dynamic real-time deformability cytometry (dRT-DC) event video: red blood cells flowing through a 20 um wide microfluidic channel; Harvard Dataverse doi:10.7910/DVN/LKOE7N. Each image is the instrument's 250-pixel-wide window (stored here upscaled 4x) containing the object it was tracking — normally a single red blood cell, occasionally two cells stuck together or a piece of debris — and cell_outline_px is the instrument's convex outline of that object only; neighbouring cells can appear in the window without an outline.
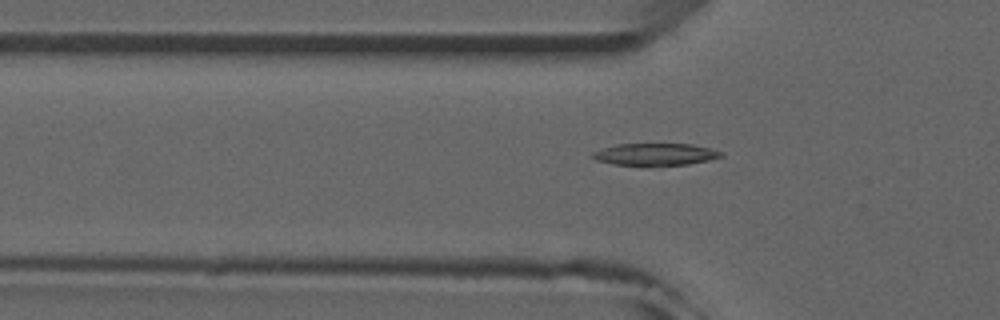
{"species": "common noctule bat (a hibernating species)", "species_latin": "Nyctalus noctula", "temperature_condition": "room temperature", "stored_images_in_passage": 52, "camera_frame_rate_fps": 3000, "um_per_image_px": 0.085, "animal": {"sex": "male", "forearm_length_mm": 52.5}, "frame": {"image": 1, "passage_image": 17, "time_ms": 5.333, "image_size_px": [1000, 320], "cell_outline_px": [[724, 156], [708, 160], [688, 164], [612, 164], [596, 160], [592, 156], [592, 152], [604, 148], [620, 144], [692, 144], [724, 152]], "centroid_in_image_um": [55.73, 13.1], "position_along_channel_um": 70.1, "area_um2": 16.01}}
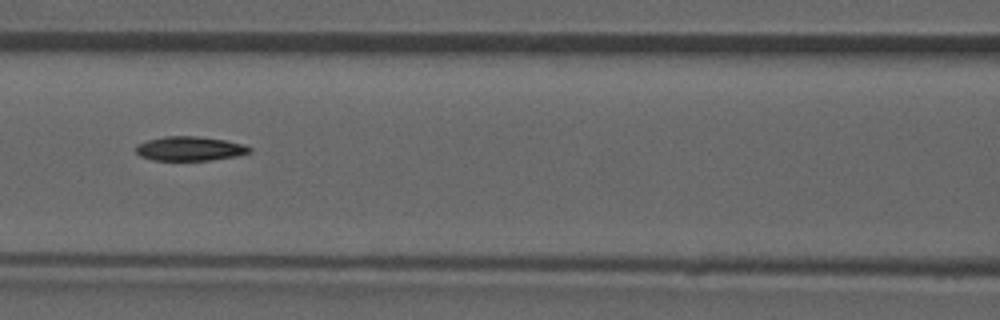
{"frame": {"image": 2, "passage_image": 23, "time_ms": 7.333, "image_size_px": [1000, 320], "cell_outline_px": [[252, 152], [236, 156], [208, 160], [152, 160], [140, 156], [136, 152], [136, 144], [148, 140], [164, 136], [196, 136], [224, 140], [244, 144], [252, 148]], "centroid_in_image_um": [16.13, 12.63], "position_along_channel_um": 150.5, "area_um2": 16.07}}
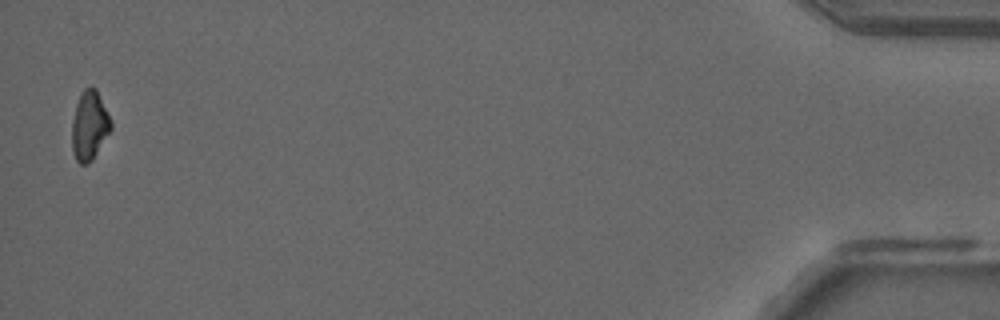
{"frame": {"image": 3, "passage_image": 51, "time_ms": 16.667, "image_size_px": [1000, 320], "cell_outline_px": [[112, 128], [92, 160], [88, 164], [80, 164], [76, 160], [72, 152], [72, 120], [76, 104], [84, 88], [96, 88], [112, 124]], "centroid_in_image_um": [7.58, 10.71], "position_along_channel_um": 427.6, "area_um2": 15.49}, "authors_computed_cell_mechanics": {"area_um2": 16.473, "velocity_mm_per_s": 3.9843, "shape_relaxation_time_tau1_ms": 8.1926, "shape_relaxation_time_tau2_ms": null, "deformation_change_tau1": 0.2252, "deformation_change_tau2": null}}